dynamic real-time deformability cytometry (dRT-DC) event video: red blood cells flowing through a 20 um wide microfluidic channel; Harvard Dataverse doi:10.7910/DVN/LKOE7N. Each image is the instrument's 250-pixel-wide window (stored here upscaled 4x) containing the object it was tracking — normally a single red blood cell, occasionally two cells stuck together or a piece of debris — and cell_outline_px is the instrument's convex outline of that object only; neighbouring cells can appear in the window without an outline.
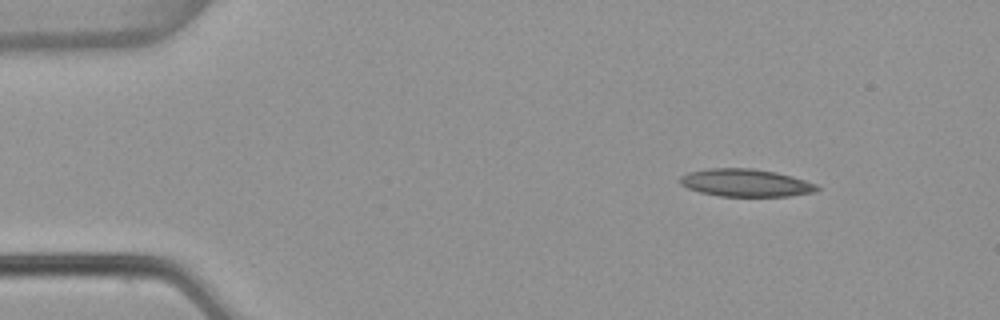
{"species": "common noctule bat (a hibernating species)", "species_latin": "Nyctalus noctula", "temperature_condition": "warm", "stored_images_in_passage": 3, "camera_frame_rate_fps": 3000, "um_per_image_px": 0.085, "animal": {"sex": "female", "body_mass_g": 22.7, "forearm_length_mm": 54.2}, "frame": {"image": 1, "passage_image": 1, "time_ms": 0.0, "image_size_px": [1000, 320], "cell_outline_px": [[820, 188], [816, 192], [788, 196], [720, 196], [700, 192], [688, 188], [680, 184], [680, 176], [688, 172], [708, 168], [752, 168], [776, 172], [792, 176], [816, 184]], "centroid_in_image_um": [63.38, 15.53], "position_along_channel_um": 21.6, "area_um2": 22.08}}